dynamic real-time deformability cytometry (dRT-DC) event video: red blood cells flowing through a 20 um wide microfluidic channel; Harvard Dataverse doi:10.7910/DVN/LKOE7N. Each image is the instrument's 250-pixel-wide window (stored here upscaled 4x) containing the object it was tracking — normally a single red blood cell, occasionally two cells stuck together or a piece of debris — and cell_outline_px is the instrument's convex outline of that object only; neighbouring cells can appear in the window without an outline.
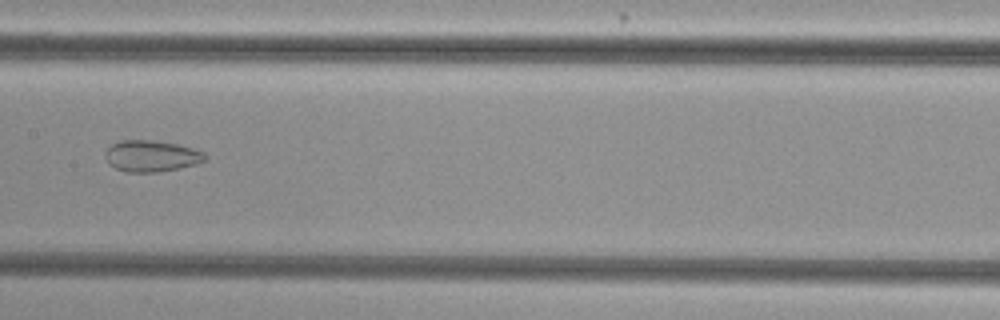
{"species": "common noctule bat (a hibernating species)", "species_latin": "Nyctalus noctula", "temperature_condition": "cold", "stored_images_in_passage": 9, "camera_frame_rate_fps": 3000, "um_per_image_px": 0.085, "animal": {"sex": "female", "body_mass_g": 29.2, "forearm_length_mm": 56.3}, "frame": {"image": 1, "passage_image": 7, "time_ms": 2.0, "image_size_px": [1000, 320], "cell_outline_px": [[204, 160], [196, 164], [180, 168], [156, 172], [128, 172], [116, 168], [108, 164], [104, 156], [108, 148], [112, 144], [120, 140], [152, 140], [176, 144], [192, 148], [204, 152]], "centroid_in_image_um": [12.83, 13.26], "position_along_channel_um": 194.6, "area_um2": 18.09}}
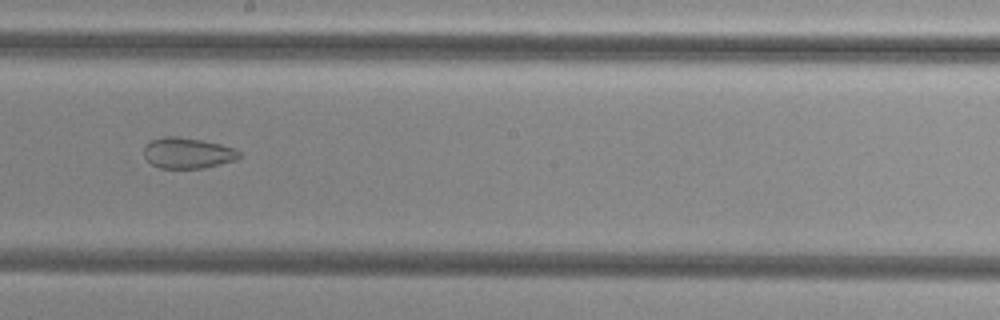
{"frame": {"image": 2, "passage_image": 8, "time_ms": 2.333, "image_size_px": [1000, 320], "cell_outline_px": [[240, 156], [236, 160], [204, 168], [160, 168], [152, 164], [144, 156], [144, 148], [152, 140], [164, 136], [180, 136], [220, 144], [236, 148], [240, 152]], "centroid_in_image_um": [15.97, 13.0], "position_along_channel_um": 232.2, "area_um2": 17.05}}
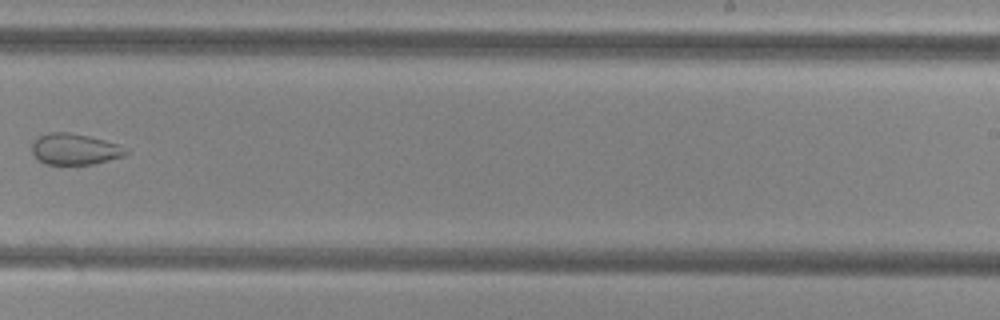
{"frame": {"image": 3, "passage_image": 9, "time_ms": 2.667, "image_size_px": [1000, 320], "cell_outline_px": [[132, 152], [124, 156], [92, 164], [44, 164], [32, 152], [32, 144], [40, 136], [48, 132], [68, 132], [88, 136], [120, 144]], "centroid_in_image_um": [6.41, 12.67], "position_along_channel_um": 282.6, "area_um2": 16.99}}